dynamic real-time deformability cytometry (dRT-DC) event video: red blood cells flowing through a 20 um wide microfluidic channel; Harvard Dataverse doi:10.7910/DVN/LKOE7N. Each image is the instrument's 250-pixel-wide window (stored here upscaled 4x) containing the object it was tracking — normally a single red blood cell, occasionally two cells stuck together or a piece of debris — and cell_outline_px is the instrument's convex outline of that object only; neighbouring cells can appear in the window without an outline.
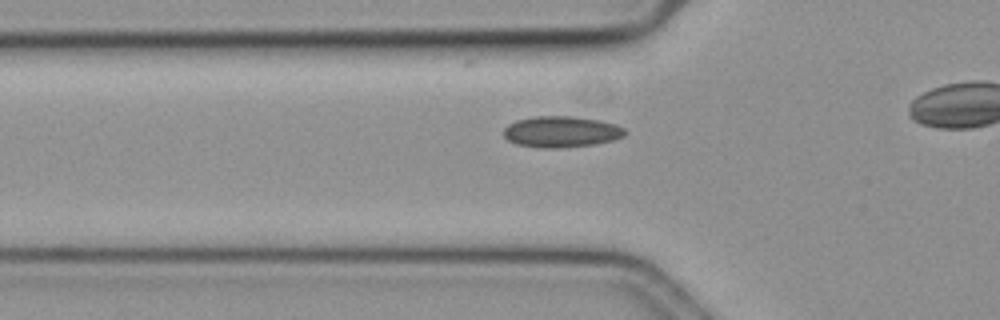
{"species": "common noctule bat (a hibernating species)", "species_latin": "Nyctalus noctula", "temperature_condition": "cold", "stored_images_in_passage": 42, "camera_frame_rate_fps": 3000, "um_per_image_px": 0.085, "animal": {"sex": "female", "body_mass_g": 19.3, "forearm_length_mm": 54.1}, "frame": {"image": 1, "passage_image": 15, "time_ms": 4.667, "image_size_px": [1000, 320], "cell_outline_px": [[628, 132], [624, 136], [612, 140], [596, 144], [560, 148], [540, 148], [516, 144], [508, 140], [504, 136], [504, 128], [508, 124], [516, 120], [536, 116], [572, 116], [600, 120], [616, 124], [624, 128]], "centroid_in_image_um": [47.72, 11.2], "position_along_channel_um": 78.1, "area_um2": 22.2}}
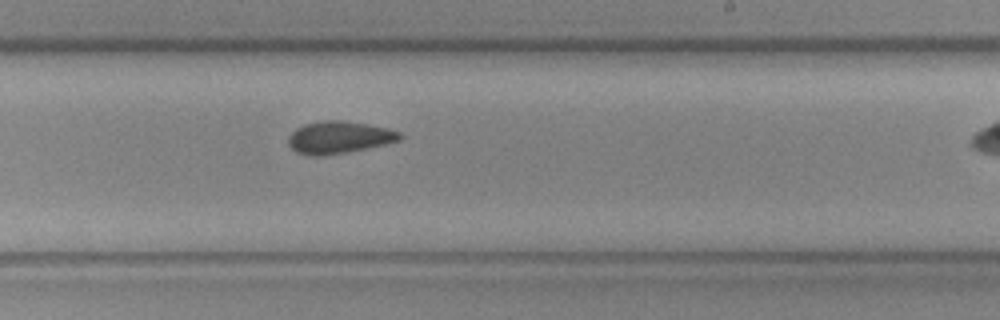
{"frame": {"image": 2, "passage_image": 30, "time_ms": 9.667, "image_size_px": [1000, 320], "cell_outline_px": [[404, 136], [400, 140], [388, 144], [368, 148], [320, 156], [312, 156], [296, 152], [288, 144], [288, 136], [296, 128], [304, 124], [324, 120], [340, 120], [368, 124], [388, 128], [400, 132]], "centroid_in_image_um": [28.84, 11.67], "position_along_channel_um": 260.2, "area_um2": 21.04}}
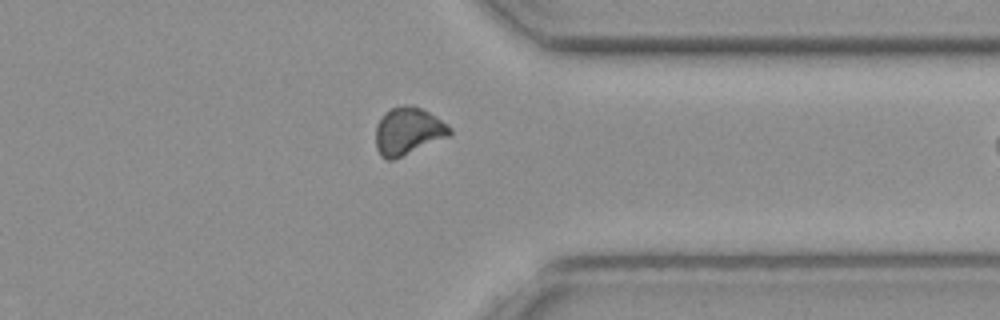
{"frame": {"image": 3, "passage_image": 40, "time_ms": 13.0, "image_size_px": [1000, 320], "cell_outline_px": [[452, 132], [448, 136], [392, 160], [388, 160], [380, 156], [376, 148], [376, 124], [384, 112], [392, 108], [404, 104], [412, 104], [428, 112], [448, 124], [452, 128]], "centroid_in_image_um": [34.66, 11.12], "position_along_channel_um": 376.7, "area_um2": 20.35}}